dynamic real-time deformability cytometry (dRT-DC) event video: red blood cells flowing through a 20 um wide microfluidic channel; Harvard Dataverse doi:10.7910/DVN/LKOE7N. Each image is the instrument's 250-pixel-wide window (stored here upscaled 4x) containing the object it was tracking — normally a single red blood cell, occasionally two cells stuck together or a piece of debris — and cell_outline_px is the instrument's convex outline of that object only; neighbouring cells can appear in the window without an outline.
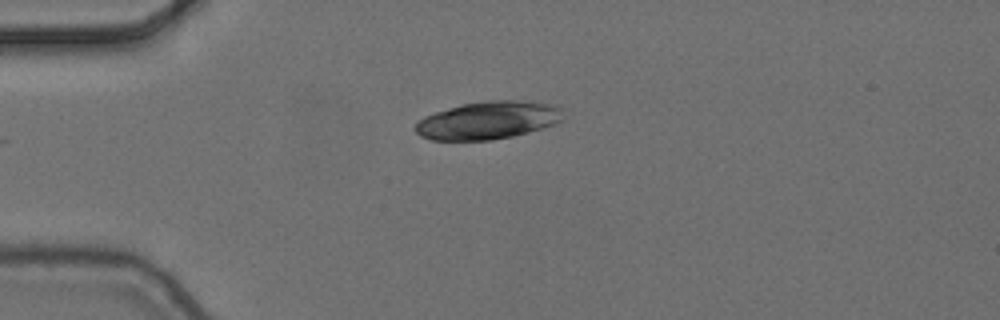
{"species": "common noctule bat (a hibernating species)", "species_latin": "Nyctalus noctula", "temperature_condition": "cold", "stored_images_in_passage": 5, "camera_frame_rate_fps": 3000, "um_per_image_px": 0.085, "animal": {"sex": "female", "body_mass_g": 24.6, "forearm_length_mm": 56.2}, "frame": {"image": 1, "passage_image": 5, "time_ms": 1.333, "image_size_px": [1000, 320], "cell_outline_px": [[560, 120], [556, 124], [528, 132], [512, 136], [492, 140], [432, 140], [420, 136], [416, 132], [416, 124], [424, 116], [460, 104], [484, 100], [516, 100], [548, 104], [560, 108]], "centroid_in_image_um": [41.43, 10.23], "position_along_channel_um": 43.6, "area_um2": 32.25}}